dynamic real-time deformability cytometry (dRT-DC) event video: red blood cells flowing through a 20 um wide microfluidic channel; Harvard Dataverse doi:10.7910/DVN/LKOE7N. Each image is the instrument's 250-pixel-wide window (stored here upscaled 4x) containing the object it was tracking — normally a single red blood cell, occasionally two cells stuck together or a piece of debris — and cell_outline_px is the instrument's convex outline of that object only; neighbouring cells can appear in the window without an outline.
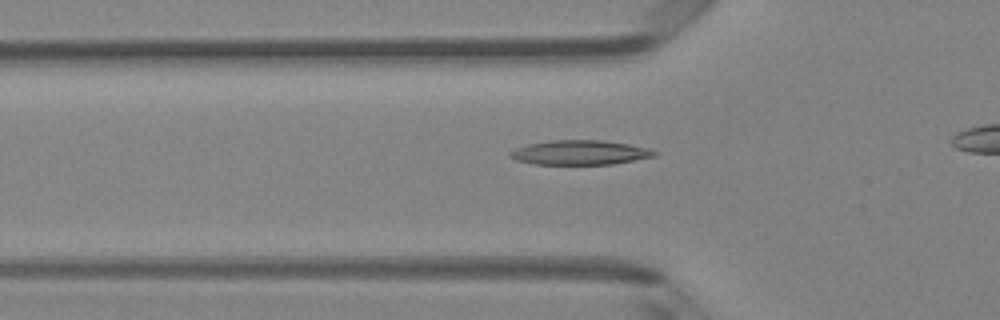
{"species": "Egyptian fruit bat (a non-hibernating species)", "species_latin": "Rousettus aegyptiacus", "temperature_condition": "room temperature", "stored_images_in_passage": 33, "camera_frame_rate_fps": 3000, "um_per_image_px": 0.085, "animal": {"sex": "female"}, "frame": {"image": 1, "passage_image": 10, "time_ms": 3.0, "image_size_px": [1000, 320], "cell_outline_px": [[660, 152], [656, 156], [612, 164], [532, 164], [516, 160], [508, 156], [508, 152], [516, 148], [528, 144], [552, 140], [600, 140], [628, 144], [648, 148]], "centroid_in_image_um": [49.28, 12.97], "position_along_channel_um": 76.5, "area_um2": 20.63}}
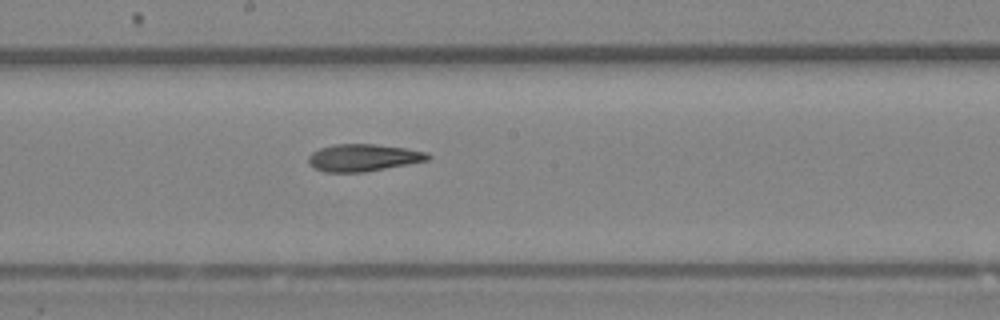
{"frame": {"image": 2, "passage_image": 20, "time_ms": 6.333, "image_size_px": [1000, 320], "cell_outline_px": [[432, 156], [428, 160], [408, 164], [364, 172], [324, 172], [308, 164], [308, 156], [312, 152], [320, 148], [336, 144], [376, 144], [404, 148], [428, 152]], "centroid_in_image_um": [30.87, 13.4], "position_along_channel_um": 217.3, "area_um2": 18.9}}
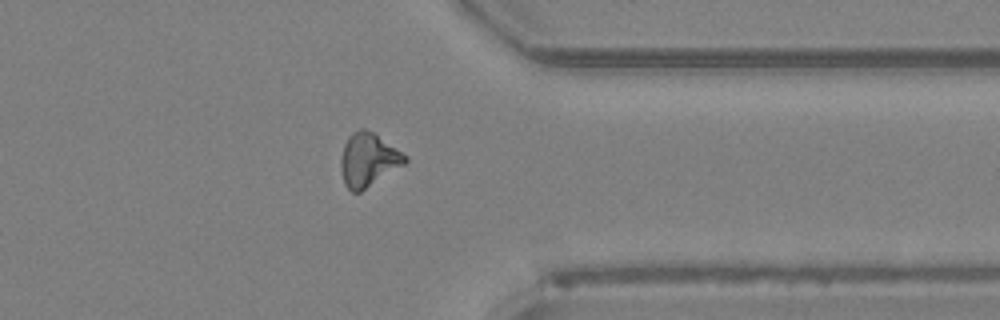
{"frame": {"image": 3, "passage_image": 32, "time_ms": 10.333, "image_size_px": [1000, 320], "cell_outline_px": [[408, 160], [404, 164], [360, 192], [352, 192], [344, 184], [340, 168], [340, 156], [344, 144], [348, 136], [352, 132], [360, 128], [364, 128], [372, 132], [408, 156]], "centroid_in_image_um": [31.26, 13.58], "position_along_channel_um": 380.1, "area_um2": 19.88}}